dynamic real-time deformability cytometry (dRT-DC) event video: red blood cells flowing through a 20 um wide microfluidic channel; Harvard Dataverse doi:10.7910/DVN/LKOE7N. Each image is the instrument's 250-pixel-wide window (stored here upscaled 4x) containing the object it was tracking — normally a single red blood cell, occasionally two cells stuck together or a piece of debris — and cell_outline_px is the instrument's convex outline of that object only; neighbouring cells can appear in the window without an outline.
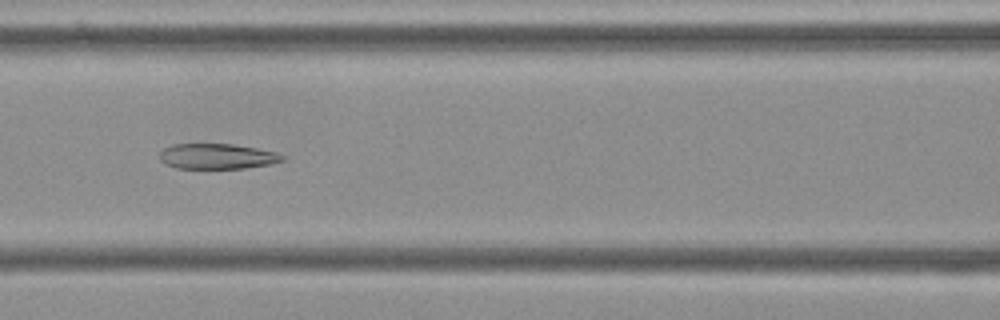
{"species": "Egyptian fruit bat (a non-hibernating species)", "species_latin": "Rousettus aegyptiacus", "temperature_condition": "cold", "stored_images_in_passage": 52, "camera_frame_rate_fps": 3000, "um_per_image_px": 0.085, "frame": {"image": 1, "passage_image": 21, "time_ms": 6.667, "image_size_px": [1000, 320], "cell_outline_px": [[284, 160], [272, 164], [244, 168], [176, 168], [164, 164], [160, 160], [160, 152], [164, 148], [172, 144], [232, 144], [256, 148], [276, 152], [284, 156]], "centroid_in_image_um": [18.44, 13.29], "position_along_channel_um": 148.2, "area_um2": 18.15}}
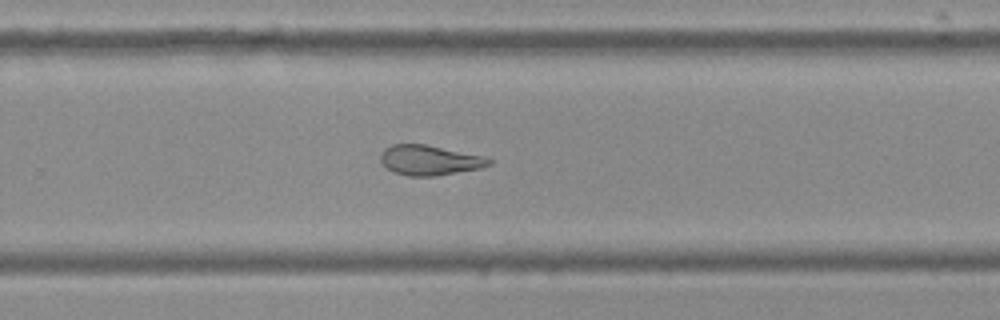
{"frame": {"image": 2, "passage_image": 33, "time_ms": 10.667, "image_size_px": [1000, 320], "cell_outline_px": [[496, 160], [492, 164], [480, 168], [436, 176], [408, 176], [396, 172], [388, 168], [380, 160], [380, 152], [384, 148], [392, 144], [424, 144], [484, 156]], "centroid_in_image_um": [36.54, 13.61], "position_along_channel_um": 293.3, "area_um2": 18.96}}
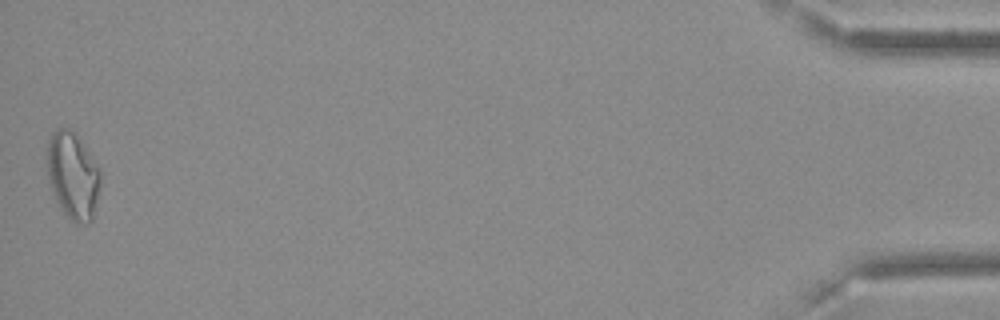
{"frame": {"image": 3, "passage_image": 52, "time_ms": 17.0, "image_size_px": [1000, 320], "cell_outline_px": [[100, 184], [92, 220], [88, 224], [76, 224], [64, 212], [56, 200], [48, 176], [48, 140], [52, 132], [60, 128], [68, 128], [76, 132], [100, 168]], "centroid_in_image_um": [6.22, 14.9], "position_along_channel_um": 429.0, "area_um2": 26.82}, "authors_computed_cell_mechanics": {"area_um2": 21.3571, "velocity_mm_per_s": 3.6369, "shape_relaxation_time_tau1_ms": null, "shape_relaxation_time_tau2_ms": 4.4493, "deformation_change_tau1": null, "deformation_change_tau2": 0.1476}}